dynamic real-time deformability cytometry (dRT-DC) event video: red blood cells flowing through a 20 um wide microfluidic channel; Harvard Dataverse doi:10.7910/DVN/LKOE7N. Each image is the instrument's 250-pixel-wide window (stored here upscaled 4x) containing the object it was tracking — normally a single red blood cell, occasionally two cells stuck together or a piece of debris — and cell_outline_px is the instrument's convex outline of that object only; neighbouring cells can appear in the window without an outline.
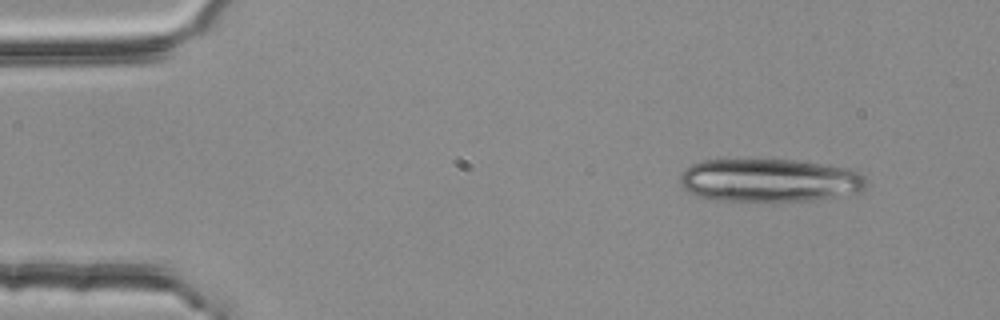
{"species": "common noctule bat (a hibernating species)", "species_latin": "Nyctalus noctula", "temperature_condition": "room temperature", "stored_images_in_passage": 4, "camera_frame_rate_fps": 3000, "um_per_image_px": 0.085, "animal": {"sex": "female", "body_mass_g": 25.1}, "frame": {"image": 1, "passage_image": 2, "time_ms": 0.333, "image_size_px": [1000, 320], "cell_outline_px": [[868, 188], [860, 192], [844, 196], [812, 200], [720, 200], [700, 196], [688, 192], [680, 184], [680, 172], [692, 164], [700, 160], [796, 160], [848, 168], [860, 172], [868, 180]], "centroid_in_image_um": [65.47, 15.32], "position_along_channel_um": 19.5, "area_um2": 46.99}}